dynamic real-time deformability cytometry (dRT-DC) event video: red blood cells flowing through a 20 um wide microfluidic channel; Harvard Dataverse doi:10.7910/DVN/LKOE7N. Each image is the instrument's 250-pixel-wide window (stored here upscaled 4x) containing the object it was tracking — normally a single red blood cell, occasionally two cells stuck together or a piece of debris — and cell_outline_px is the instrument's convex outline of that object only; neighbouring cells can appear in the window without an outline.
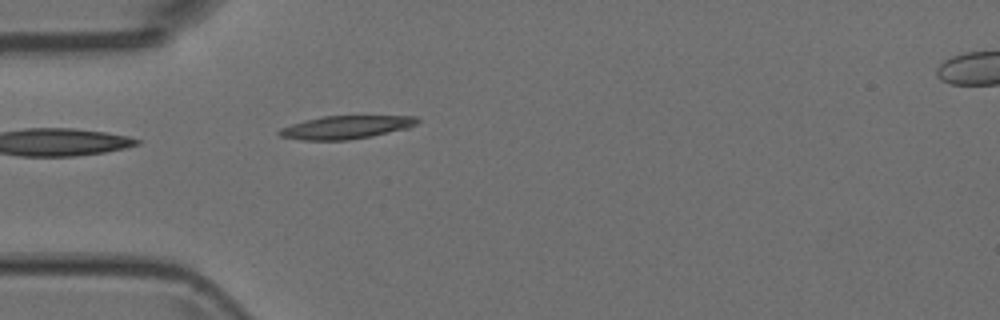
{"species": "Egyptian fruit bat (a non-hibernating species)", "species_latin": "Rousettus aegyptiacus", "temperature_condition": "room temperature", "stored_images_in_passage": 3, "segment_of_instrument_passage": [1, 2], "camera_frame_rate_fps": 3000, "um_per_image_px": 0.085, "animal": {"sex": "female"}, "frame": {"image": 1, "passage_image": 2, "time_ms": 0.333, "image_size_px": [1000, 320], "cell_outline_px": [[420, 120], [416, 124], [408, 128], [372, 136], [348, 140], [300, 140], [280, 136], [276, 132], [280, 128], [304, 120], [324, 116], [416, 116]], "centroid_in_image_um": [29.39, 10.82], "position_along_channel_um": 55.6, "area_um2": 18.61}}